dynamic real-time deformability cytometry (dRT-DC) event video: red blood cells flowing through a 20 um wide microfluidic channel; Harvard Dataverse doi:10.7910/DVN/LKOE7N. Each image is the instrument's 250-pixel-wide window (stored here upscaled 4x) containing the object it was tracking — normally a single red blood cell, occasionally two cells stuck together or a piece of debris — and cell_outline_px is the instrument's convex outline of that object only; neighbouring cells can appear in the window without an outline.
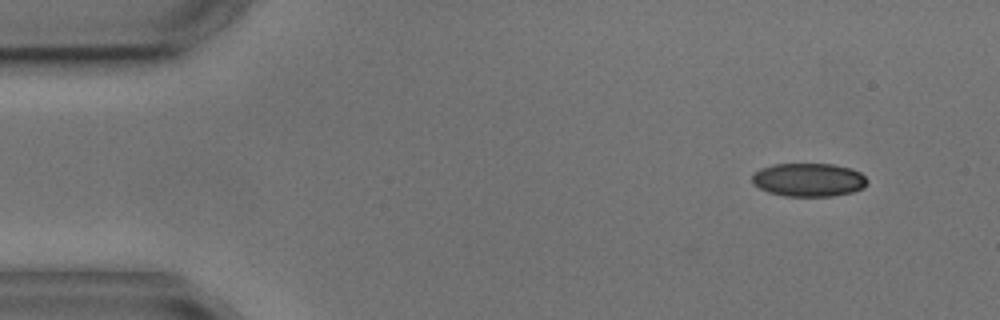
{"species": "common noctule bat (a hibernating species)", "species_latin": "Nyctalus noctula", "temperature_condition": "cold", "stored_images_in_passage": 5, "camera_frame_rate_fps": 3000, "um_per_image_px": 0.085, "animal": {"sex": "male", "body_mass_g": 17.9, "forearm_length_mm": 54.2}, "frame": {"image": 1, "passage_image": 1, "time_ms": 0.0, "image_size_px": [1000, 320], "cell_outline_px": [[868, 180], [864, 188], [852, 192], [832, 196], [784, 196], [768, 192], [752, 184], [752, 176], [760, 168], [772, 164], [832, 164], [852, 168], [860, 172]], "centroid_in_image_um": [68.74, 15.28], "position_along_channel_um": 16.3, "area_um2": 22.54}}
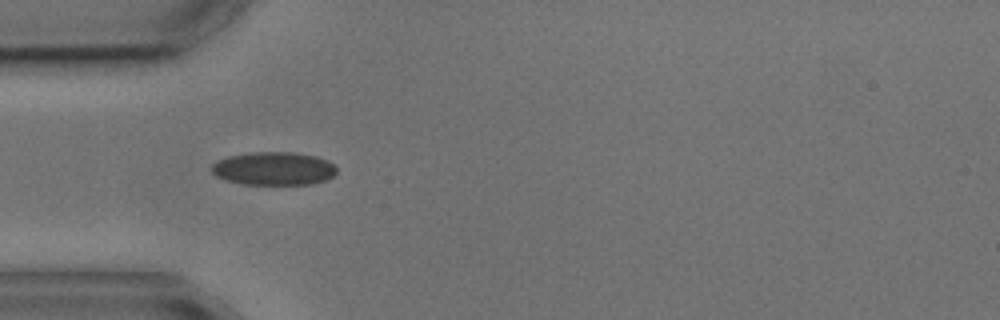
{"frame": {"image": 2, "passage_image": 4, "time_ms": 3.667, "image_size_px": [1000, 320], "cell_outline_px": [[336, 172], [332, 176], [324, 180], [312, 184], [244, 184], [228, 180], [216, 176], [212, 172], [212, 164], [216, 160], [228, 156], [248, 152], [296, 152], [316, 156], [328, 160], [336, 168]], "centroid_in_image_um": [23.25, 14.31], "position_along_channel_um": 61.7, "area_um2": 24.22}}